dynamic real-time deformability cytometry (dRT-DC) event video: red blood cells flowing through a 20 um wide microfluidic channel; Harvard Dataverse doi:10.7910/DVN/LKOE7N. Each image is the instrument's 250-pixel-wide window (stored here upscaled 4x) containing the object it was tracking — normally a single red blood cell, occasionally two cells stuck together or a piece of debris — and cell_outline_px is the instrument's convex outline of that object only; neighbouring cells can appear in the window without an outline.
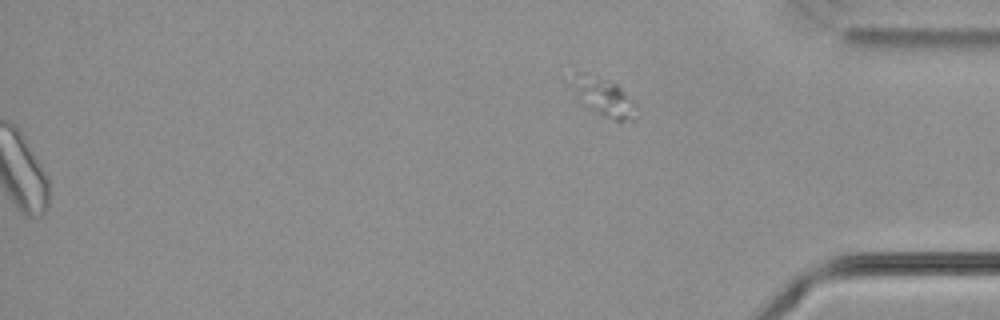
{"species": "common noctule bat (a hibernating species)", "species_latin": "Nyctalus noctula", "temperature_condition": "cold", "stored_images_in_passage": 58, "segment_of_instrument_passage": [2, 2], "camera_frame_rate_fps": 3000, "um_per_image_px": 0.085, "animal": {"sex": "male", "body_mass_g": 21.5, "forearm_length_mm": 52.0}, "frame": {"image": 1, "passage_image": 58, "time_ms": 19.0, "image_size_px": [1000, 320], "cell_outline_px": [[640, 116], [632, 120], [616, 120], [604, 116], [584, 108], [572, 84], [576, 72], [596, 76], [612, 80], [636, 100]], "centroid_in_image_um": [51.43, 8.29], "position_along_channel_um": 383.8, "area_um2": 14.74}}